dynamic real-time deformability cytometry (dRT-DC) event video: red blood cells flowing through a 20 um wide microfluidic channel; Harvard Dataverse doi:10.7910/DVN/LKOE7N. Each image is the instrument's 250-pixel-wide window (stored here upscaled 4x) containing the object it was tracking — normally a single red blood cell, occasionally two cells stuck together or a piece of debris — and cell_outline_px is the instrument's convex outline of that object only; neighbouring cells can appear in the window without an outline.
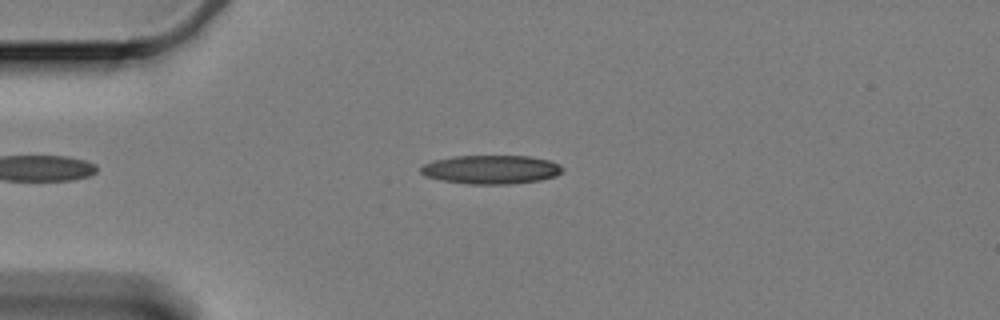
{"species": "Egyptian fruit bat (a non-hibernating species)", "species_latin": "Rousettus aegyptiacus", "temperature_condition": "cold", "stored_images_in_passage": 50, "camera_frame_rate_fps": 3000, "um_per_image_px": 0.085, "animal": {"sex": "female"}, "frame": {"image": 1, "passage_image": 14, "time_ms": 4.333, "image_size_px": [1000, 320], "cell_outline_px": [[564, 168], [556, 176], [540, 180], [508, 184], [468, 184], [440, 180], [424, 176], [420, 172], [420, 168], [424, 164], [432, 160], [452, 156], [532, 156], [548, 160], [560, 164]], "centroid_in_image_um": [41.71, 14.4], "position_along_channel_um": 43.3, "area_um2": 23.93}}
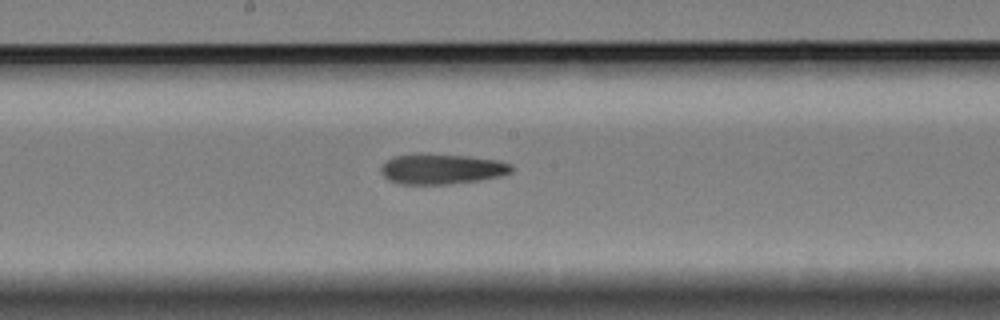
{"frame": {"image": 2, "passage_image": 31, "time_ms": 10.0, "image_size_px": [1000, 320], "cell_outline_px": [[512, 172], [504, 176], [480, 180], [448, 184], [400, 184], [388, 180], [380, 172], [380, 168], [392, 156], [416, 152], [420, 152], [468, 156], [500, 160], [512, 164]], "centroid_in_image_um": [37.55, 14.34], "position_along_channel_um": 210.7, "area_um2": 23.64}}
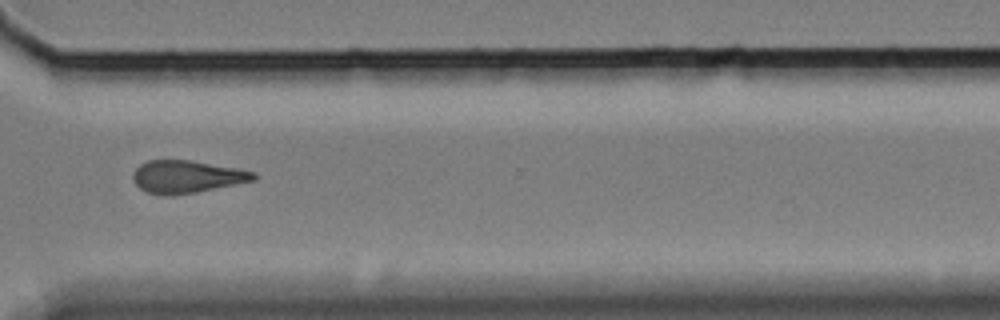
{"frame": {"image": 3, "passage_image": 44, "time_ms": 14.333, "image_size_px": [1000, 320], "cell_outline_px": [[256, 180], [196, 192], [172, 196], [164, 196], [148, 192], [140, 188], [132, 180], [132, 176], [136, 168], [140, 164], [148, 160], [188, 160], [240, 168], [256, 172]], "centroid_in_image_um": [15.88, 15.02], "position_along_channel_um": 354.7, "area_um2": 23.0}, "authors_computed_cell_mechanics": {"area_um2": 23.0622, "velocity_mm_per_s": 3.3305, "shape_relaxation_time_tau1_ms": 4.232, "shape_relaxation_time_tau2_ms": 6.9769, "deformation_change_tau1": 0.149, "deformation_change_tau2": 0.1883}}